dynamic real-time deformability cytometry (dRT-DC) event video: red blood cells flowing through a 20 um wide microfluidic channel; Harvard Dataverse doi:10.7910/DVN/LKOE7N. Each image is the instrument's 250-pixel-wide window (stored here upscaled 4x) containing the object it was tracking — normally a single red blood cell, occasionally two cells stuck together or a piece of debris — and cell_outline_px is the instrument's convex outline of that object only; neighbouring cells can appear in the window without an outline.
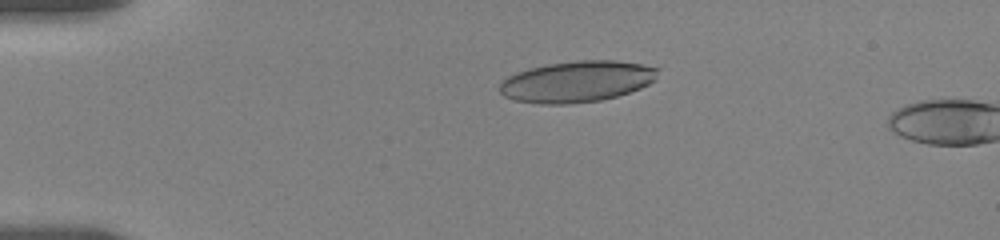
{"species": "human", "species_latin": "Homo sapiens", "temperature_condition": "room temperature", "stored_images_in_passage": 32, "camera_frame_rate_fps": 3000, "um_per_image_px": 0.085, "donor": {"sex": "female"}, "frame": {"image": 1, "passage_image": 27, "time_ms": 4.0, "image_size_px": [1000, 240], "cell_outline_px": [[660, 68], [656, 80], [640, 88], [616, 96], [600, 100], [568, 104], [540, 104], [516, 100], [504, 96], [500, 92], [500, 84], [508, 76], [516, 72], [528, 68], [548, 64], [580, 60], [616, 60], [644, 64]], "centroid_in_image_um": [49.06, 6.92], "position_along_channel_um": 35.9, "area_um2": 38.03}}